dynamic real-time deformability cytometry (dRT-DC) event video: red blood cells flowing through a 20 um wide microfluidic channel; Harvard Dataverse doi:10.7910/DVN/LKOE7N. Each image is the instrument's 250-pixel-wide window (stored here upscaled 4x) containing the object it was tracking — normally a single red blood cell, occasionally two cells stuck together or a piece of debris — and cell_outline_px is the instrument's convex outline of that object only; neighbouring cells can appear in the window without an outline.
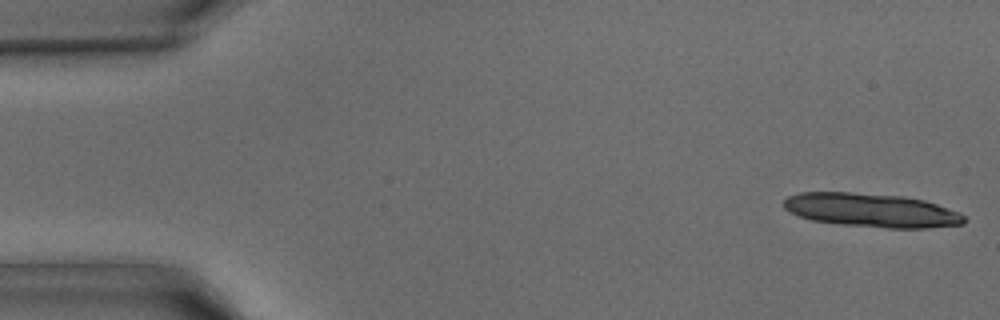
{"species": "common noctule bat (a hibernating species)", "species_latin": "Nyctalus noctula", "temperature_condition": "warm", "stored_images_in_passage": 10, "camera_frame_rate_fps": 3000, "um_per_image_px": 0.085, "animal": {"sex": "male", "body_mass_g": 15.6}, "frame": {"image": 1, "passage_image": 1, "time_ms": 0.0, "image_size_px": [1000, 320], "cell_outline_px": [[968, 220], [964, 224], [928, 228], [888, 228], [840, 224], [812, 220], [788, 212], [784, 208], [784, 200], [788, 196], [800, 192], [848, 192], [904, 196], [924, 200], [960, 212]], "centroid_in_image_um": [74.09, 17.87], "position_along_channel_um": 10.9, "area_um2": 35.6}}